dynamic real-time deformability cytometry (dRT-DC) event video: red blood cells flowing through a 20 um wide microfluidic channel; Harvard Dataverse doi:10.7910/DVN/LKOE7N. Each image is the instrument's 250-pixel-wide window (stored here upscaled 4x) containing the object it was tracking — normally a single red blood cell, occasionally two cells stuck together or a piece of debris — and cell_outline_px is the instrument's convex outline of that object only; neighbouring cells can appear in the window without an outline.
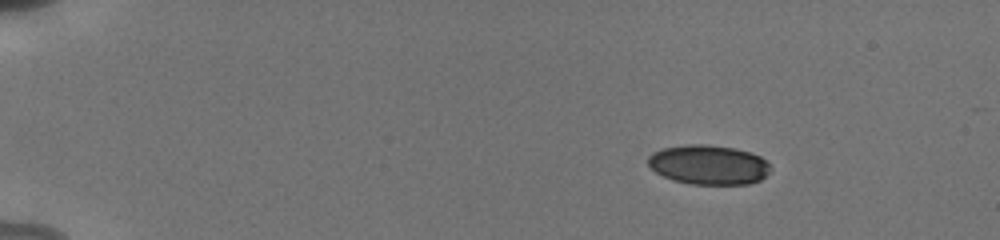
{"species": "human", "species_latin": "Homo sapiens", "temperature_condition": "cold", "stored_images_in_passage": 18, "camera_frame_rate_fps": 3000, "um_per_image_px": 0.085, "donor": {"sex": "male"}, "frame": {"image": 1, "passage_image": 1, "time_ms": 0.0, "image_size_px": [1000, 240], "cell_outline_px": [[772, 168], [760, 180], [748, 184], [688, 184], [672, 180], [656, 172], [648, 164], [648, 156], [652, 152], [660, 148], [684, 144], [708, 144], [736, 148], [752, 152], [760, 156]], "centroid_in_image_um": [60.21, 13.99], "position_along_channel_um": 24.8, "area_um2": 28.5}}
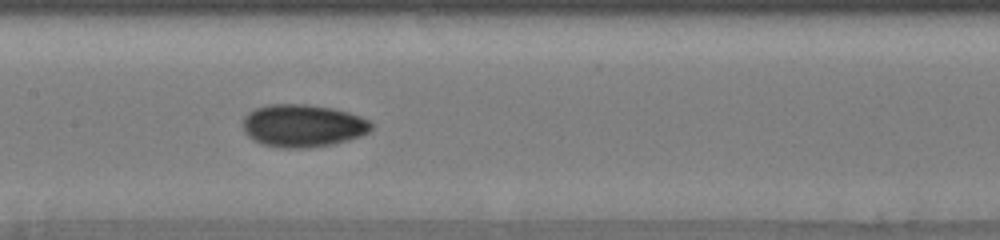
{"frame": {"image": 2, "passage_image": 16, "time_ms": 7.0, "image_size_px": [1000, 240], "cell_outline_px": [[376, 124], [368, 132], [360, 136], [348, 140], [332, 144], [308, 148], [280, 148], [264, 144], [252, 140], [244, 132], [244, 116], [248, 112], [256, 108], [268, 104], [308, 104], [332, 108], [348, 112], [360, 116]], "centroid_in_image_um": [25.75, 10.68], "position_along_channel_um": 181.6, "area_um2": 32.08}}
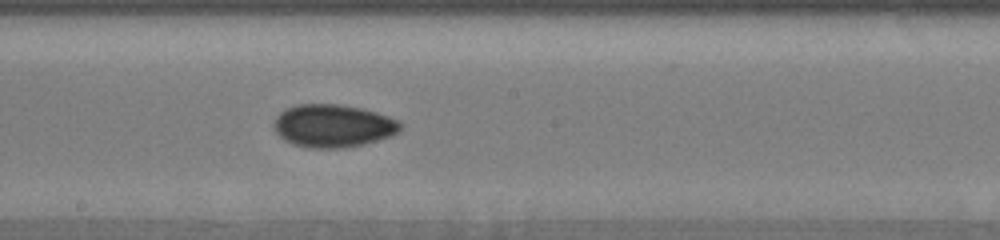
{"frame": {"image": 3, "passage_image": 18, "time_ms": 8.0, "image_size_px": [1000, 240], "cell_outline_px": [[400, 132], [364, 144], [344, 148], [308, 148], [292, 144], [284, 140], [272, 128], [272, 124], [276, 116], [284, 108], [296, 104], [336, 104], [360, 108], [376, 112], [388, 116], [396, 120], [400, 124]], "centroid_in_image_um": [28.24, 10.69], "position_along_channel_um": 220.0, "area_um2": 31.67}}